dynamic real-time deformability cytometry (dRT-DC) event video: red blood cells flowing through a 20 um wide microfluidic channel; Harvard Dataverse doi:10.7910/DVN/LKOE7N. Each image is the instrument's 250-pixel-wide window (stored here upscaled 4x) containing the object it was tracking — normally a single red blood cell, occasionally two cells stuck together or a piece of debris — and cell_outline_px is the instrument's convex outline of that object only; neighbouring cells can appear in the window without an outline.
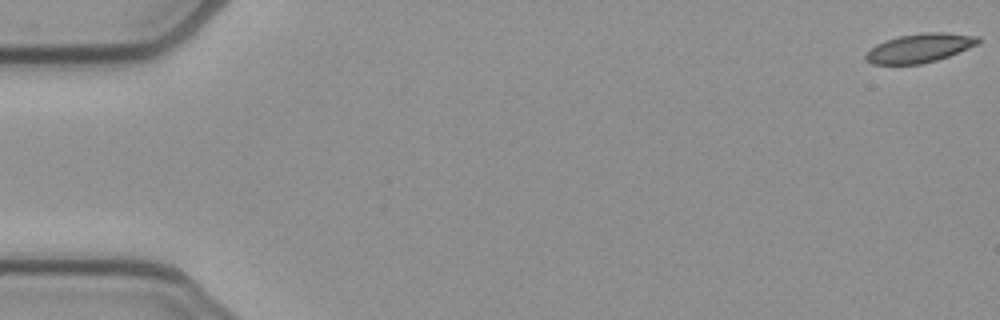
{"species": "common noctule bat (a hibernating species)", "species_latin": "Nyctalus noctula", "temperature_condition": "cold", "stored_images_in_passage": 4, "camera_frame_rate_fps": 3000, "um_per_image_px": 0.085, "animal": {"sex": "female", "body_mass_g": 21.9}, "frame": {"image": 1, "passage_image": 1, "time_ms": 0.0, "image_size_px": [1000, 320], "cell_outline_px": [[980, 40], [976, 44], [968, 48], [948, 56], [936, 60], [920, 64], [872, 64], [864, 60], [864, 56], [876, 44], [884, 40], [900, 36], [924, 32], [944, 32], [980, 36]], "centroid_in_image_um": [78.15, 4.08], "position_along_channel_um": 6.9, "area_um2": 18.84}}